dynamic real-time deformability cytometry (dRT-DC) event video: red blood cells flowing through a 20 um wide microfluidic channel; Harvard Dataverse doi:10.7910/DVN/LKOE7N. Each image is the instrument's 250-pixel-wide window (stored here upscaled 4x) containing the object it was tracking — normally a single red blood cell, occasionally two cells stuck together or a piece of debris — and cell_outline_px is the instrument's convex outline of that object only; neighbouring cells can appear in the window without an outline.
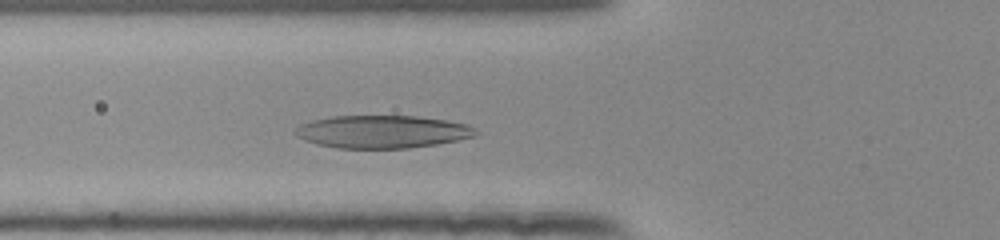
{"species": "human", "species_latin": "Homo sapiens", "temperature_condition": "room temperature", "stored_images_in_passage": 44, "camera_frame_rate_fps": 3000, "um_per_image_px": 0.085, "donor": {"sex": "female"}, "frame": {"image": 1, "passage_image": 11, "time_ms": 3.333, "image_size_px": [1000, 240], "cell_outline_px": [[480, 132], [472, 136], [456, 140], [436, 144], [408, 148], [336, 148], [304, 140], [296, 136], [292, 132], [300, 124], [312, 120], [332, 116], [416, 116], [444, 120], [464, 124]], "centroid_in_image_um": [32.42, 11.19], "position_along_channel_um": 93.4, "area_um2": 34.16}}
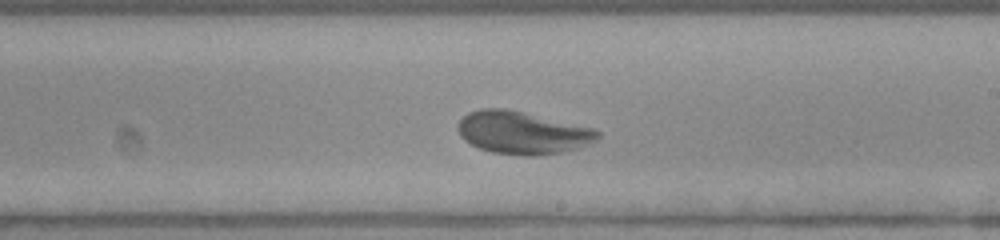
{"frame": {"image": 2, "passage_image": 23, "time_ms": 7.333, "image_size_px": [1000, 240], "cell_outline_px": [[600, 136], [596, 140], [588, 144], [576, 148], [560, 152], [536, 156], [528, 156], [492, 152], [480, 148], [464, 140], [460, 136], [456, 128], [460, 120], [468, 112], [480, 108], [504, 108], [524, 112], [592, 128], [600, 132]], "centroid_in_image_um": [44.37, 11.27], "position_along_channel_um": 244.6, "area_um2": 34.51}}
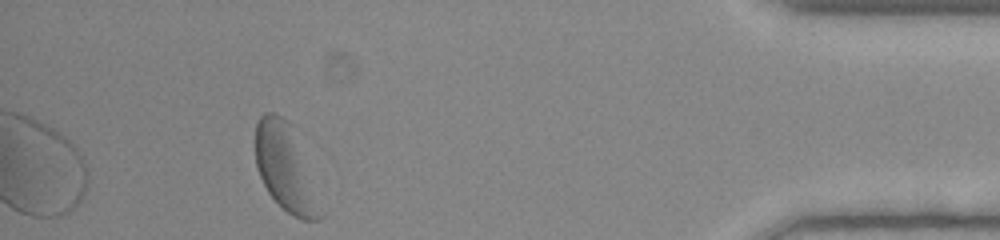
{"frame": {"image": 3, "passage_image": 40, "time_ms": 13.0, "image_size_px": [1000, 240], "cell_outline_px": [[324, 216], [320, 220], [300, 220], [292, 216], [268, 192], [260, 176], [256, 164], [256, 124], [260, 116], [264, 112], [276, 112], [288, 120], [292, 124]], "centroid_in_image_um": [24.25, 14.25], "position_along_channel_um": 411.0, "area_um2": 32.25}, "authors_computed_cell_mechanics": {"area_um2": 34.2176, "velocity_mm_per_s": 3.783, "shape_relaxation_time_tau1_ms": 2.2162, "shape_relaxation_time_tau2_ms": 0.9135, "deformation_change_tau1": 0.1481, "deformation_change_tau2": 0.0544}}